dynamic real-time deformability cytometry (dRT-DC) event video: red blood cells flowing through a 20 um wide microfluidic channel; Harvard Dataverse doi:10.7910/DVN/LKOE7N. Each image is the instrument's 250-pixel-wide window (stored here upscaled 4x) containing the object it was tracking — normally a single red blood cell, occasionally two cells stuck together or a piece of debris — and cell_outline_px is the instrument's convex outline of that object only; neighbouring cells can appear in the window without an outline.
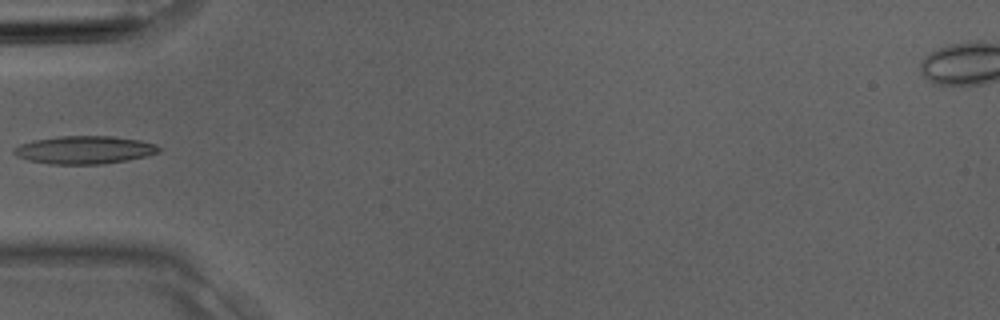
{"species": "Egyptian fruit bat (a non-hibernating species)", "species_latin": "Rousettus aegyptiacus", "temperature_condition": "room temperature", "stored_images_in_passage": 4, "camera_frame_rate_fps": 3000, "um_per_image_px": 0.085, "animal": {"sex": "male"}, "frame": {"image": 1, "passage_image": 4, "time_ms": 1.0, "image_size_px": [1000, 320], "cell_outline_px": [[164, 148], [160, 152], [128, 160], [100, 164], [48, 164], [28, 160], [16, 156], [12, 152], [12, 148], [20, 144], [32, 140], [60, 136], [112, 136], [140, 140], [156, 144]], "centroid_in_image_um": [7.17, 12.74], "position_along_channel_um": 77.8, "area_um2": 23.81}}